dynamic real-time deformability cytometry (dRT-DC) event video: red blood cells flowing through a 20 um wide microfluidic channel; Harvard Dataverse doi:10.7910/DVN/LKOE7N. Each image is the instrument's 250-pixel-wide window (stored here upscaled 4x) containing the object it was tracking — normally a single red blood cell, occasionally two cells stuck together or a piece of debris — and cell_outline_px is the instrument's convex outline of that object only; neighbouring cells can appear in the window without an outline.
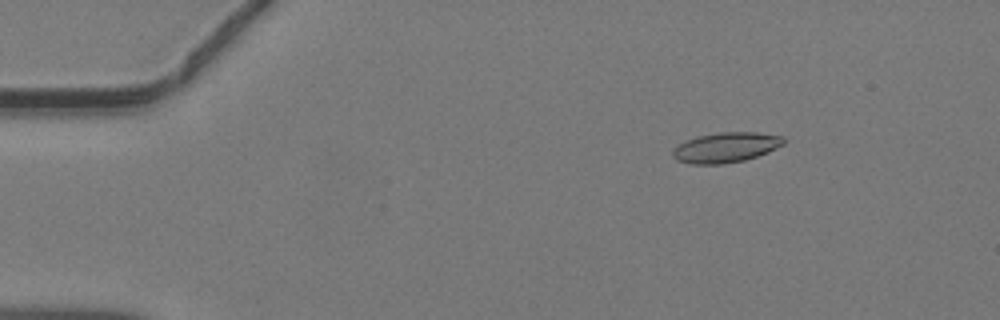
{"species": "common noctule bat (a hibernating species)", "species_latin": "Nyctalus noctula", "temperature_condition": "warm", "stored_images_in_passage": 44, "camera_frame_rate_fps": 3000, "um_per_image_px": 0.085, "animal": {"sex": "male", "body_mass_g": 19.2, "forearm_length_mm": 51.8}, "frame": {"image": 1, "passage_image": 5, "time_ms": 1.333, "image_size_px": [1000, 320], "cell_outline_px": [[784, 144], [768, 152], [744, 160], [724, 164], [692, 164], [676, 160], [672, 156], [672, 152], [680, 144], [696, 136], [716, 132], [756, 132], [784, 136]], "centroid_in_image_um": [61.71, 12.53], "position_along_channel_um": 23.3, "area_um2": 19.42}}
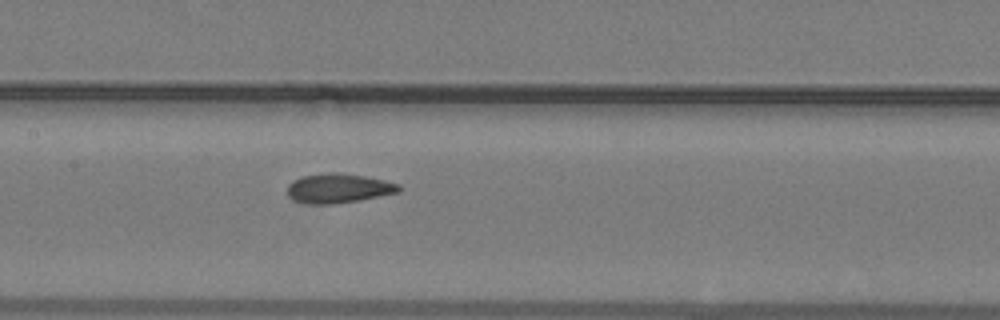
{"frame": {"image": 2, "passage_image": 21, "time_ms": 6.667, "image_size_px": [1000, 320], "cell_outline_px": [[400, 192], [360, 200], [336, 204], [304, 204], [292, 200], [288, 196], [288, 184], [292, 180], [304, 176], [324, 172], [336, 172], [364, 176], [384, 180], [400, 184]], "centroid_in_image_um": [28.74, 16.01], "position_along_channel_um": 178.7, "area_um2": 19.36}}
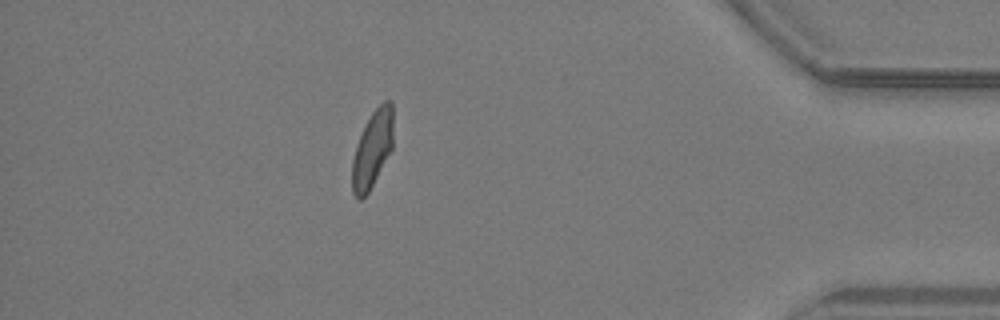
{"frame": {"image": 3, "passage_image": 39, "time_ms": 12.667, "image_size_px": [1000, 320], "cell_outline_px": [[392, 148], [368, 192], [360, 200], [356, 200], [352, 192], [352, 160], [356, 144], [372, 112], [384, 100], [392, 100]], "centroid_in_image_um": [31.63, 12.69], "position_along_channel_um": 403.6, "area_um2": 18.09}}